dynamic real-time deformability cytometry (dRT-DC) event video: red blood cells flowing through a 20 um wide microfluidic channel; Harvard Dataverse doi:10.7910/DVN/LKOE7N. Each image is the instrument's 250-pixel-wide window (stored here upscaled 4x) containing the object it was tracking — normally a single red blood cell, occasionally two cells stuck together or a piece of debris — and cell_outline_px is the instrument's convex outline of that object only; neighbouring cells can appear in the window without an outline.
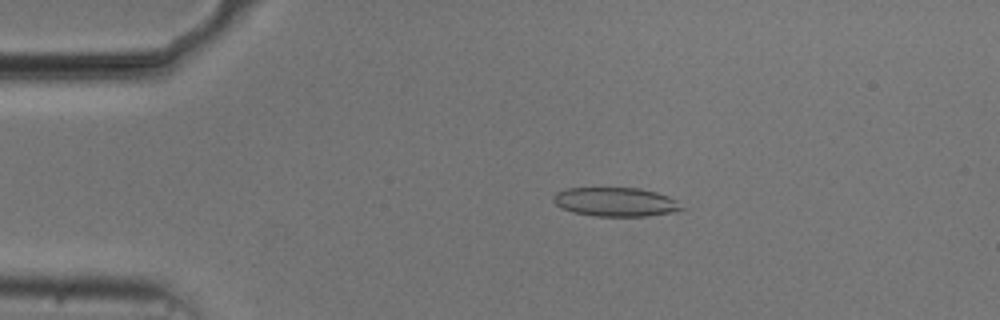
{"species": "common noctule bat (a hibernating species)", "species_latin": "Nyctalus noctula", "temperature_condition": "cold", "stored_images_in_passage": 54, "camera_frame_rate_fps": 3000, "um_per_image_px": 0.085, "animal": {"sex": "male", "body_mass_g": 20.5, "forearm_length_mm": 52.5}, "frame": {"image": 1, "passage_image": 11, "time_ms": 3.333, "image_size_px": [1000, 320], "cell_outline_px": [[684, 208], [676, 212], [648, 216], [596, 216], [572, 212], [556, 204], [552, 200], [552, 196], [556, 192], [568, 188], [640, 188], [656, 192], [668, 196], [676, 200]], "centroid_in_image_um": [52.34, 17.16], "position_along_channel_um": 32.7, "area_um2": 21.68}}
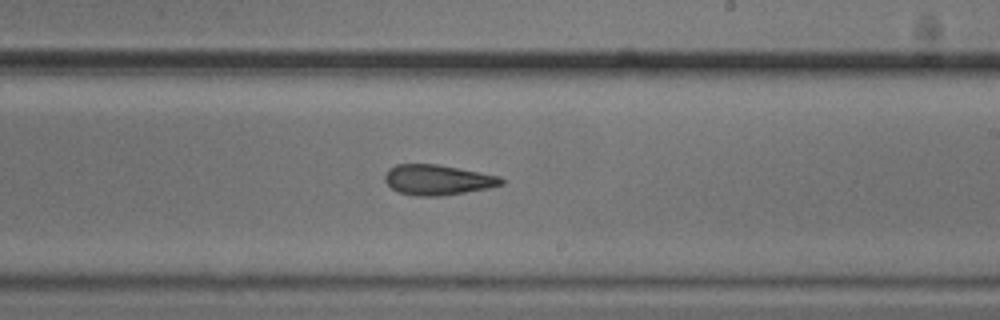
{"frame": {"image": 2, "passage_image": 32, "time_ms": 10.333, "image_size_px": [1000, 320], "cell_outline_px": [[508, 180], [504, 184], [488, 188], [440, 196], [416, 196], [400, 192], [392, 188], [384, 180], [384, 176], [388, 168], [396, 164], [436, 164], [460, 168], [500, 176]], "centroid_in_image_um": [37.22, 15.28], "position_along_channel_um": 251.8, "area_um2": 20.63}}
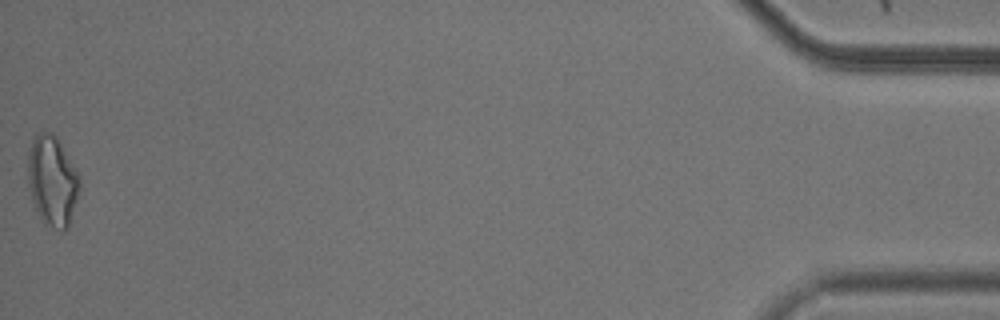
{"frame": {"image": 3, "passage_image": 54, "time_ms": 17.667, "image_size_px": [1000, 320], "cell_outline_px": [[80, 184], [76, 200], [68, 228], [64, 232], [60, 232], [44, 224], [32, 200], [28, 184], [28, 152], [32, 140], [36, 132], [52, 132], [56, 136], [80, 172]], "centroid_in_image_um": [4.46, 15.36], "position_along_channel_um": 430.7, "area_um2": 27.57}, "authors_computed_cell_mechanics": {"area_um2": 21.5305, "velocity_mm_per_s": 3.7552, "shape_relaxation_time_tau1_ms": 5.8701, "shape_relaxation_time_tau2_ms": 4.2238, "deformation_change_tau1": 0.1244, "deformation_change_tau2": 0.1431}}